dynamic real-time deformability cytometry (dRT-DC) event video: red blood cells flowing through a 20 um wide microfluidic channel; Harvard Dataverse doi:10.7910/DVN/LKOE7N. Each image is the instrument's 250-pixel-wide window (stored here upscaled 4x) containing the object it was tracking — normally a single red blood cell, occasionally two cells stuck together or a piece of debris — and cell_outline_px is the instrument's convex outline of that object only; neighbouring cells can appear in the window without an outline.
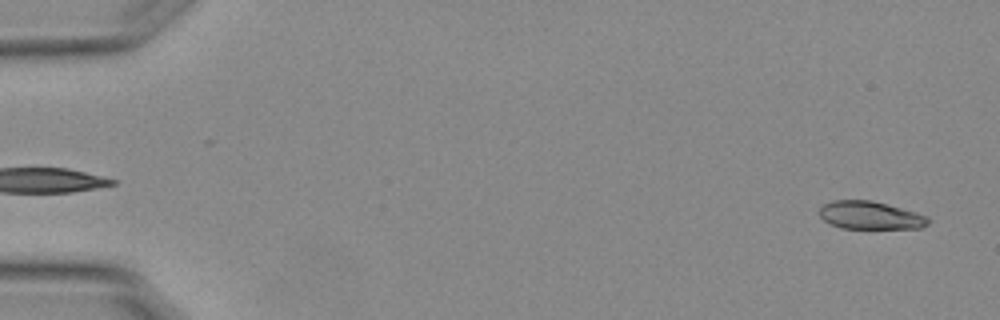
{"species": "Egyptian fruit bat (a non-hibernating species)", "species_latin": "Rousettus aegyptiacus", "temperature_condition": "warm", "stored_images_in_passage": 6, "camera_frame_rate_fps": 3000, "um_per_image_px": 0.085, "animal": {"sex": "female"}, "frame": {"image": 1, "passage_image": 3, "time_ms": 0.667, "image_size_px": [1000, 320], "cell_outline_px": [[932, 220], [928, 224], [920, 228], [840, 228], [824, 220], [820, 216], [820, 208], [824, 204], [832, 200], [872, 200], [916, 212], [928, 216]], "centroid_in_image_um": [74.0, 18.3], "position_along_channel_um": 11.0, "area_um2": 17.69}}